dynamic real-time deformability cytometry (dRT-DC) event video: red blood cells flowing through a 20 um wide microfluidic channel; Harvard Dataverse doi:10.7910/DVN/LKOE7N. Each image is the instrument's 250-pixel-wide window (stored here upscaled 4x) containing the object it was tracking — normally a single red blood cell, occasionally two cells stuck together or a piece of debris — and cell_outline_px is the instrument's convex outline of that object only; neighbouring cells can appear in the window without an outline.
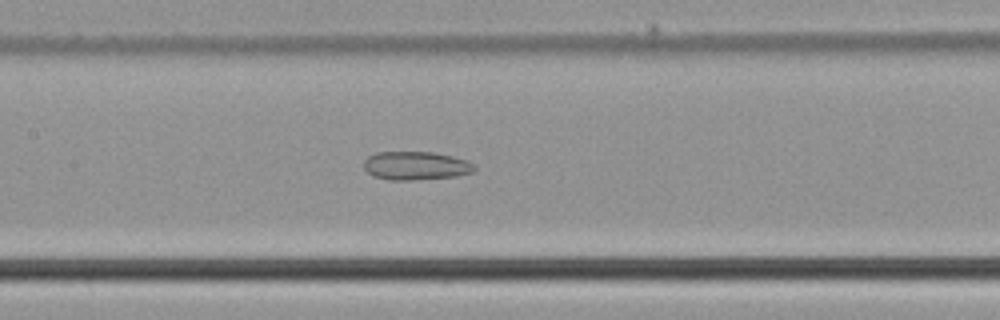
{"species": "common noctule bat (a hibernating species)", "species_latin": "Nyctalus noctula", "temperature_condition": "cold", "stored_images_in_passage": 32, "camera_frame_rate_fps": 3000, "um_per_image_px": 0.085, "animal": {"sex": "male", "body_mass_g": 21.5, "forearm_length_mm": 52.0}, "frame": {"image": 1, "passage_image": 15, "time_ms": 4.667, "image_size_px": [1000, 320], "cell_outline_px": [[476, 168], [472, 172], [456, 176], [412, 180], [388, 180], [372, 176], [364, 168], [364, 160], [368, 156], [376, 152], [432, 152], [452, 156], [468, 160], [476, 164]], "centroid_in_image_um": [35.35, 14.08], "position_along_channel_um": 172.1, "area_um2": 18.5}}
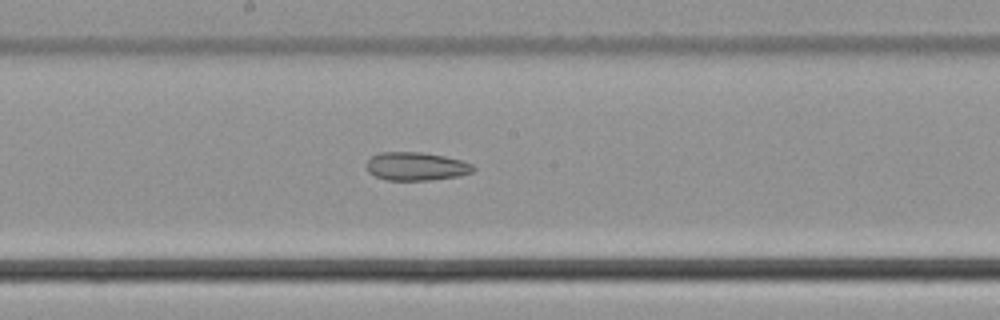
{"frame": {"image": 2, "passage_image": 18, "time_ms": 5.667, "image_size_px": [1000, 320], "cell_outline_px": [[476, 168], [472, 172], [460, 176], [428, 180], [388, 180], [376, 176], [368, 172], [368, 160], [372, 156], [380, 152], [420, 152], [444, 156], [460, 160], [472, 164]], "centroid_in_image_um": [35.4, 14.14], "position_along_channel_um": 212.8, "area_um2": 17.46}}
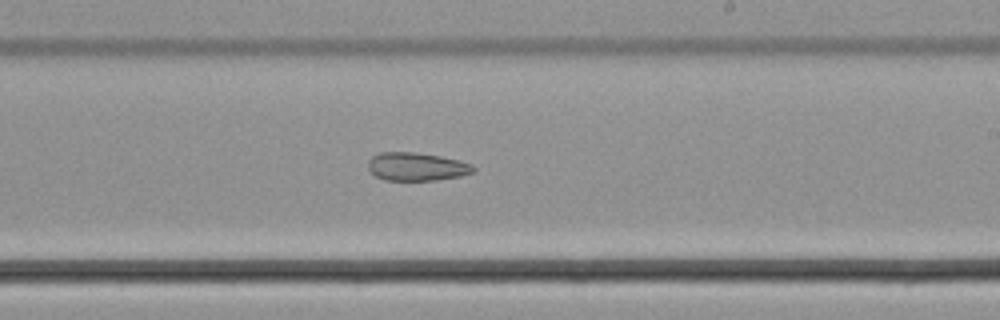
{"frame": {"image": 3, "passage_image": 21, "time_ms": 6.667, "image_size_px": [1000, 320], "cell_outline_px": [[476, 172], [460, 176], [436, 180], [384, 180], [376, 176], [368, 168], [368, 160], [372, 156], [380, 152], [416, 152], [440, 156], [472, 164], [476, 168]], "centroid_in_image_um": [35.42, 14.16], "position_along_channel_um": 253.6, "area_um2": 17.34}}